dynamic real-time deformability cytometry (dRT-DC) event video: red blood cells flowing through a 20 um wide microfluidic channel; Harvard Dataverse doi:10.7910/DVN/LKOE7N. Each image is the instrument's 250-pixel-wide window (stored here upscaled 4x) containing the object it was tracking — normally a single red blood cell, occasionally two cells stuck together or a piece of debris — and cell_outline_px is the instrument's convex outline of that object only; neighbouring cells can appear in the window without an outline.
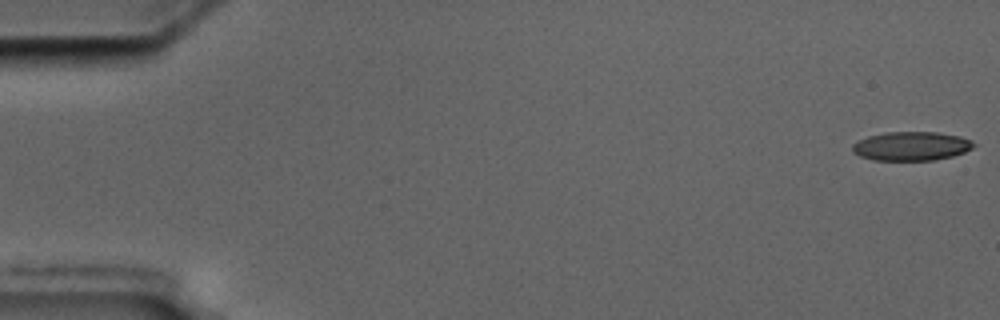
{"species": "common noctule bat (a hibernating species)", "species_latin": "Nyctalus noctula", "temperature_condition": "cold", "stored_images_in_passage": 5, "camera_frame_rate_fps": 3000, "um_per_image_px": 0.085, "animal": {"sex": "male", "body_mass_g": 17.5, "forearm_length_mm": 52.3}, "frame": {"image": 1, "passage_image": 1, "time_ms": 0.0, "image_size_px": [1000, 320], "cell_outline_px": [[976, 144], [972, 148], [964, 152], [952, 156], [936, 160], [872, 160], [860, 156], [852, 152], [852, 144], [856, 140], [868, 136], [884, 132], [936, 132], [960, 136], [972, 140]], "centroid_in_image_um": [77.44, 12.42], "position_along_channel_um": 7.6, "area_um2": 20.63}}
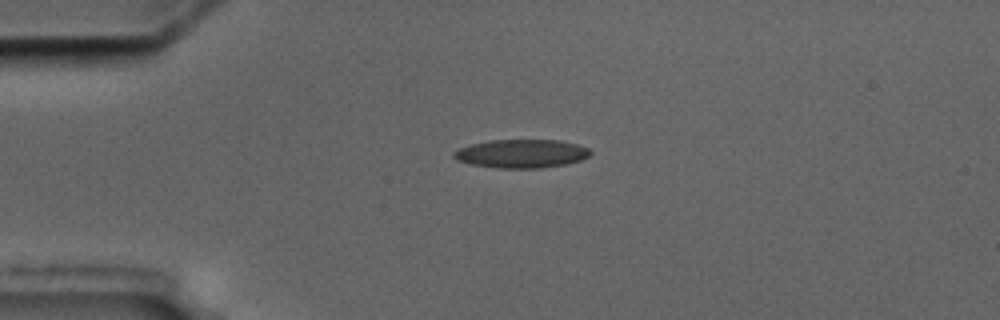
{"frame": {"image": 2, "passage_image": 4, "time_ms": 4.333, "image_size_px": [1000, 320], "cell_outline_px": [[592, 152], [588, 156], [580, 160], [564, 164], [540, 168], [500, 168], [472, 164], [456, 160], [452, 156], [452, 152], [460, 148], [472, 144], [488, 140], [560, 140], [576, 144], [588, 148]], "centroid_in_image_um": [44.3, 13.05], "position_along_channel_um": 40.7, "area_um2": 22.54}}